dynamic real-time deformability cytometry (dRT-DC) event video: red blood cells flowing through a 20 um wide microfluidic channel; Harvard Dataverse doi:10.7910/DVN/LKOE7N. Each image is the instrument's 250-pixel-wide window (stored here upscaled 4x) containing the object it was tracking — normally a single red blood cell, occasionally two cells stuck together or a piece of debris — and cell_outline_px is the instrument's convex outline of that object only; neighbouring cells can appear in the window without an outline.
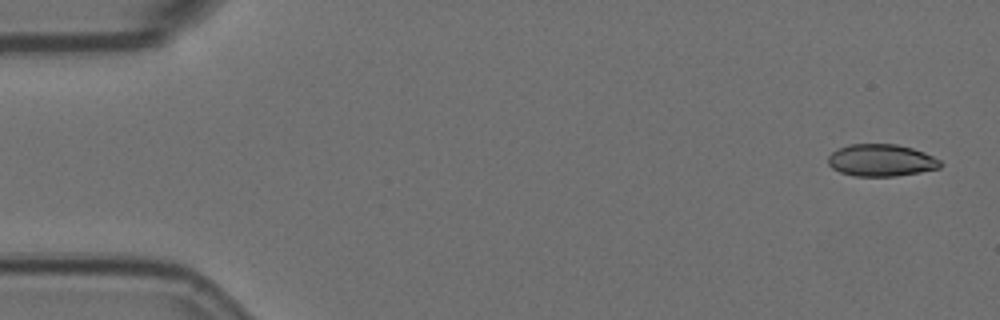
{"species": "Egyptian fruit bat (a non-hibernating species)", "species_latin": "Rousettus aegyptiacus", "temperature_condition": "room temperature", "stored_images_in_passage": 5, "camera_frame_rate_fps": 3000, "um_per_image_px": 0.085, "animal": {"sex": "female"}, "frame": {"image": 1, "passage_image": 1, "time_ms": 0.0, "image_size_px": [1000, 320], "cell_outline_px": [[940, 168], [920, 172], [896, 176], [856, 176], [840, 172], [832, 168], [828, 164], [828, 156], [836, 148], [848, 144], [896, 144], [912, 148], [924, 152], [940, 160]], "centroid_in_image_um": [74.86, 13.62], "position_along_channel_um": 10.1, "area_um2": 21.04}}
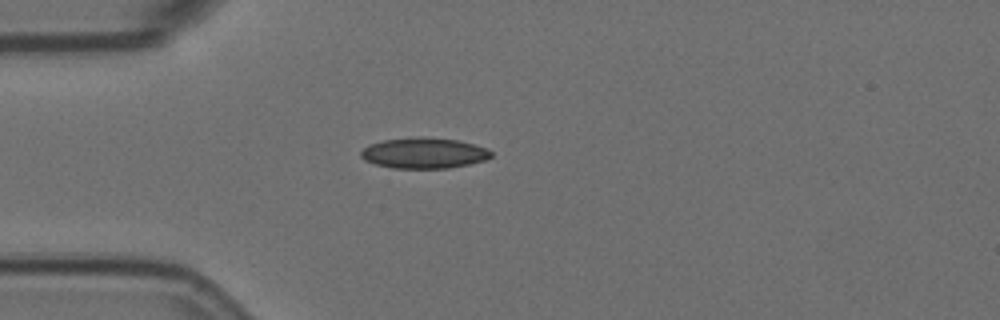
{"frame": {"image": 2, "passage_image": 5, "time_ms": 1.333, "image_size_px": [1000, 320], "cell_outline_px": [[492, 156], [484, 160], [468, 164], [448, 168], [392, 168], [376, 164], [364, 160], [360, 156], [360, 152], [368, 144], [384, 140], [420, 136], [424, 136], [456, 140], [488, 148], [492, 152]], "centroid_in_image_um": [36.01, 13.0], "position_along_channel_um": 49.0, "area_um2": 23.29}}